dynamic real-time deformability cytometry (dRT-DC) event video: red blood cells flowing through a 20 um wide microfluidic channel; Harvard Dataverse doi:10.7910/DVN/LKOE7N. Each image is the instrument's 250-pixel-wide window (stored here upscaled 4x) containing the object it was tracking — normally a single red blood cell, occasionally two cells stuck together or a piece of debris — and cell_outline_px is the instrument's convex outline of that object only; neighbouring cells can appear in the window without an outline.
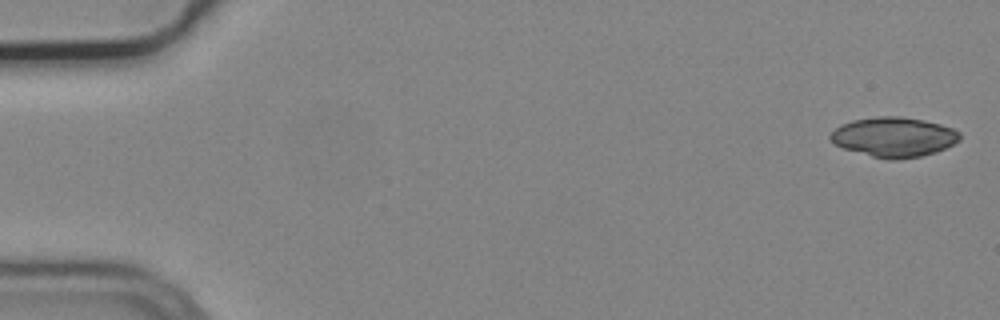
{"species": "common noctule bat (a hibernating species)", "species_latin": "Nyctalus noctula", "temperature_condition": "cold", "stored_images_in_passage": 4, "camera_frame_rate_fps": 3000, "um_per_image_px": 0.085, "animal": {"sex": "male", "body_mass_g": 19.2, "forearm_length_mm": 51.8}, "frame": {"image": 1, "passage_image": 1, "time_ms": 0.0, "image_size_px": [1000, 320], "cell_outline_px": [[960, 140], [936, 152], [920, 156], [896, 160], [888, 160], [872, 156], [844, 148], [836, 144], [828, 136], [840, 124], [852, 120], [876, 116], [900, 116], [924, 120], [940, 124], [952, 128], [960, 132]], "centroid_in_image_um": [75.98, 11.64], "position_along_channel_um": 9.0, "area_um2": 29.88}}